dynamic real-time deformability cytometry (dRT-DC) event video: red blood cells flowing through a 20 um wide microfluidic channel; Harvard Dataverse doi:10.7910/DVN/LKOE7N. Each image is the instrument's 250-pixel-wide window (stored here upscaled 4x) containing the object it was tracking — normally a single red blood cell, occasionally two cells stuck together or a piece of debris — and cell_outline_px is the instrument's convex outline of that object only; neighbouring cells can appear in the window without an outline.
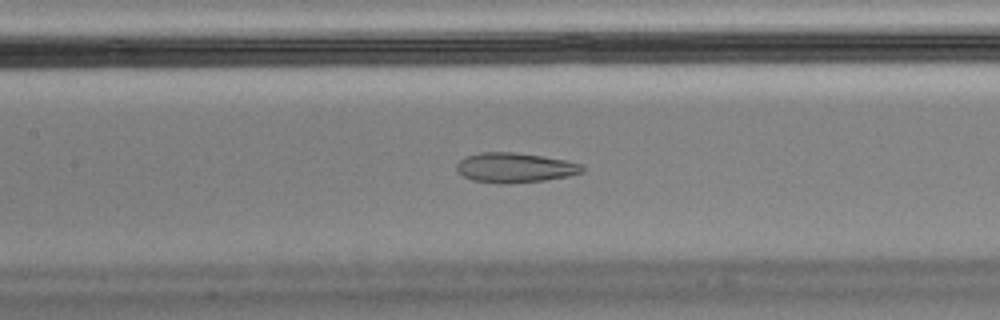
{"species": "Egyptian fruit bat (a non-hibernating species)", "species_latin": "Rousettus aegyptiacus", "temperature_condition": "cold", "stored_images_in_passage": 48, "camera_frame_rate_fps": 3000, "um_per_image_px": 0.085, "animal": {"sex": "male"}, "frame": {"image": 1, "passage_image": 21, "time_ms": 6.667, "image_size_px": [1000, 320], "cell_outline_px": [[584, 172], [568, 176], [544, 180], [508, 184], [504, 184], [472, 180], [464, 176], [456, 168], [456, 164], [460, 160], [468, 156], [480, 152], [516, 152], [564, 160], [584, 164]], "centroid_in_image_um": [43.79, 14.25], "position_along_channel_um": 163.6, "area_um2": 21.73}, "authors_computed_cell_mechanics": {"area_um2": 23.0333, "velocity_mm_per_s": 3.509, "shape_relaxation_time_tau1_ms": null, "shape_relaxation_time_tau2_ms": 1.6161, "deformation_change_tau1": null, "deformation_change_tau2": 0.0778}}